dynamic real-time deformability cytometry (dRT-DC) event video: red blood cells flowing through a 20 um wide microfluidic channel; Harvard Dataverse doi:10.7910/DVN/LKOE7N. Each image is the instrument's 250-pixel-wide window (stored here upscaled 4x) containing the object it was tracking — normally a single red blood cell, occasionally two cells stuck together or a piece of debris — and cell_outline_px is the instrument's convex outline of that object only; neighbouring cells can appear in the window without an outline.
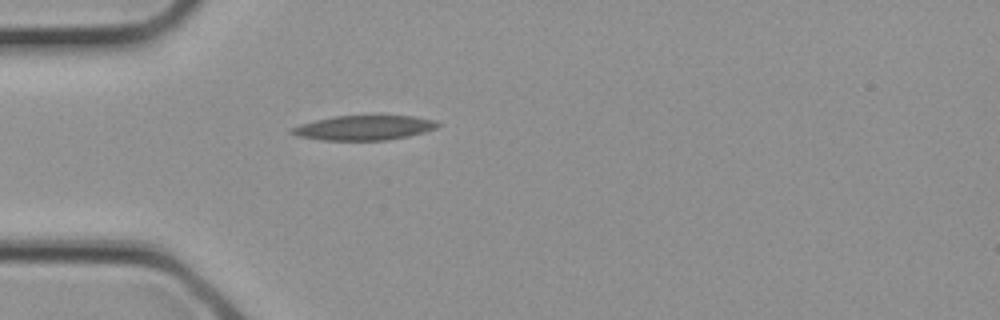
{"species": "common noctule bat (a hibernating species)", "species_latin": "Nyctalus noctula", "temperature_condition": "cold", "stored_images_in_passage": 4, "camera_frame_rate_fps": 3000, "um_per_image_px": 0.085, "animal": {"sex": "female", "body_mass_g": 21.9}, "frame": {"image": 1, "passage_image": 4, "time_ms": 1.0, "image_size_px": [1000, 320], "cell_outline_px": [[440, 124], [436, 128], [424, 132], [408, 136], [388, 140], [324, 140], [296, 136], [288, 132], [292, 128], [300, 124], [332, 116], [412, 116], [436, 120]], "centroid_in_image_um": [30.93, 10.86], "position_along_channel_um": 54.1, "area_um2": 20.92}}